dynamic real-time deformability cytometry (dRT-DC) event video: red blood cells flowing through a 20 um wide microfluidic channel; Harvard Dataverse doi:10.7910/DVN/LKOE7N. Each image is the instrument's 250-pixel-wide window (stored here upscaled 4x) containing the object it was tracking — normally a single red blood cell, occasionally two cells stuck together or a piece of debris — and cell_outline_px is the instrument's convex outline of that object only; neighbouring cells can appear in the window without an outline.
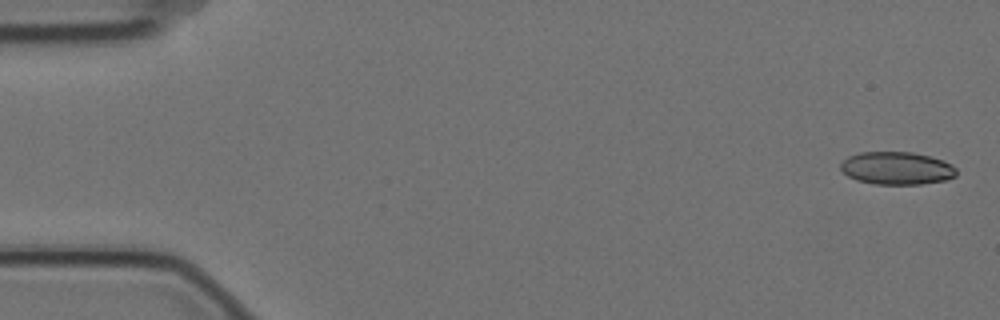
{"species": "Egyptian fruit bat (a non-hibernating species)", "species_latin": "Rousettus aegyptiacus", "temperature_condition": "cold", "stored_images_in_passage": 5, "camera_frame_rate_fps": 3000, "um_per_image_px": 0.085, "animal": {"sex": "female"}, "frame": {"image": 1, "passage_image": 1, "time_ms": 0.0, "image_size_px": [1000, 320], "cell_outline_px": [[956, 176], [944, 180], [920, 184], [876, 184], [856, 180], [848, 176], [840, 168], [840, 164], [848, 156], [860, 152], [912, 152], [944, 160], [952, 164], [956, 168]], "centroid_in_image_um": [76.22, 14.29], "position_along_channel_um": 8.8, "area_um2": 22.08}}